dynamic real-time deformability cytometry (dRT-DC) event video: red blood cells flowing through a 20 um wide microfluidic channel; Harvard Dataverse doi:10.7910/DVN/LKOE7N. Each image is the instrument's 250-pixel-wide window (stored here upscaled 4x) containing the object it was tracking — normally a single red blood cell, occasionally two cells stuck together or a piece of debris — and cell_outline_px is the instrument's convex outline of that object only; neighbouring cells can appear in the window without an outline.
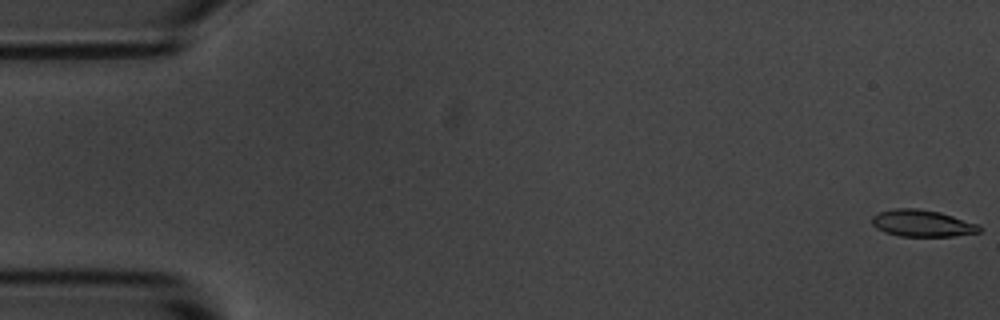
{"species": "common noctule bat (a hibernating species)", "species_latin": "Nyctalus noctula", "temperature_condition": "room temperature", "stored_images_in_passage": 55, "camera_frame_rate_fps": 3000, "um_per_image_px": 0.085, "animal": {"sex": "male", "body_mass_g": 20.1, "forearm_length_mm": 53.5}, "frame": {"image": 1, "passage_image": 1, "time_ms": 0.0, "image_size_px": [1000, 320], "cell_outline_px": [[980, 232], [952, 236], [900, 236], [884, 232], [876, 228], [872, 224], [872, 216], [880, 212], [896, 208], [916, 208], [940, 212], [980, 224]], "centroid_in_image_um": [78.39, 18.98], "position_along_channel_um": 6.6, "area_um2": 16.76}}
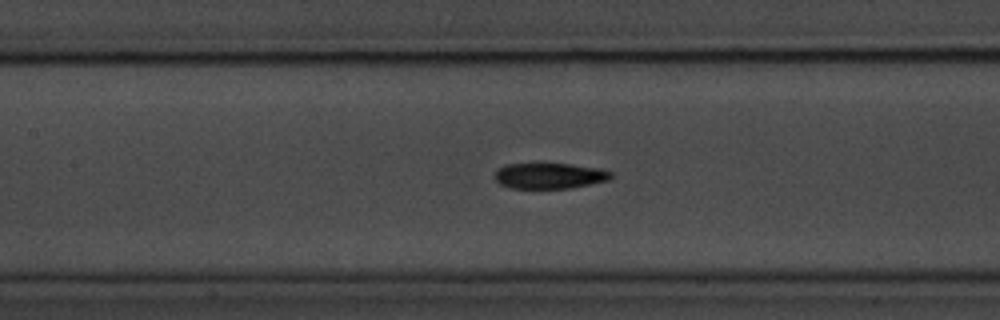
{"frame": {"image": 2, "passage_image": 25, "time_ms": 8.0, "image_size_px": [1000, 320], "cell_outline_px": [[612, 176], [608, 180], [572, 188], [508, 188], [500, 184], [496, 180], [496, 172], [504, 164], [536, 160], [540, 160], [572, 164], [600, 168], [612, 172]], "centroid_in_image_um": [46.67, 14.88], "position_along_channel_um": 160.7, "area_um2": 18.38}}
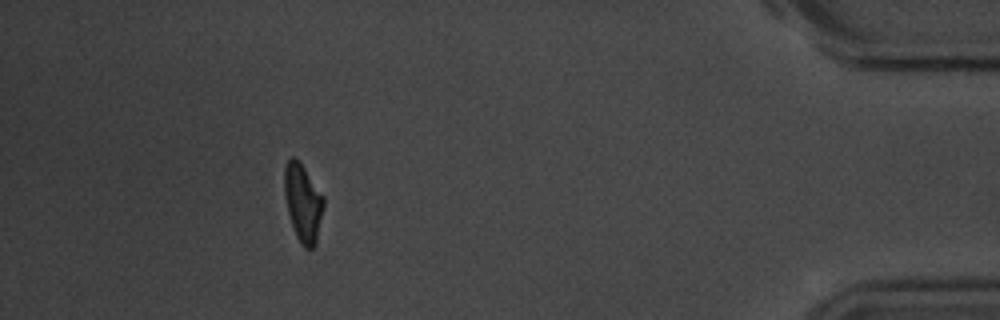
{"frame": {"image": 3, "passage_image": 50, "time_ms": 16.333, "image_size_px": [1000, 320], "cell_outline_px": [[324, 204], [316, 244], [312, 248], [304, 248], [300, 244], [296, 236], [288, 212], [284, 192], [284, 168], [288, 160], [292, 156], [304, 168], [324, 196]], "centroid_in_image_um": [25.75, 17.26], "position_along_channel_um": 409.4, "area_um2": 17.57}, "authors_computed_cell_mechanics": {"area_um2": 18.0336, "velocity_mm_per_s": 3.6727, "shape_relaxation_time_tau1_ms": 2.9069, "shape_relaxation_time_tau2_ms": 2.6699, "deformation_change_tau1": 0.1491, "deformation_change_tau2": 0.0737}}